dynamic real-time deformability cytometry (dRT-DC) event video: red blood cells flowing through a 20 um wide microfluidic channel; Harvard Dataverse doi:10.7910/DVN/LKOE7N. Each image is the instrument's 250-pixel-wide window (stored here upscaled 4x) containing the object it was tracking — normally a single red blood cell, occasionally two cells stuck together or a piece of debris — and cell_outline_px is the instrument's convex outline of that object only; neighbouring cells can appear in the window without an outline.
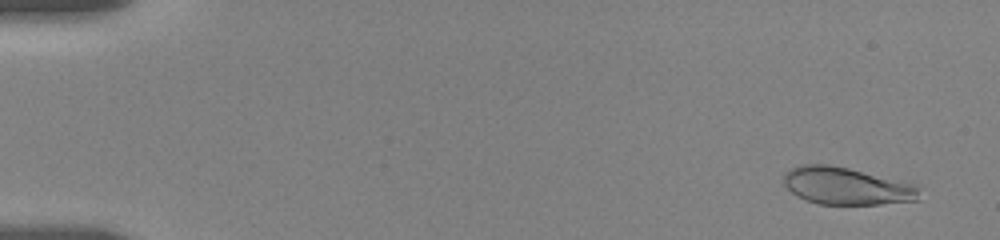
{"species": "human", "species_latin": "Homo sapiens", "temperature_condition": "room temperature", "stored_images_in_passage": 56, "camera_frame_rate_fps": 3000, "um_per_image_px": 0.085, "donor": {"sex": "female"}, "frame": {"image": 1, "passage_image": 3, "time_ms": 0.667, "image_size_px": [1000, 240], "cell_outline_px": [[920, 200], [880, 204], [820, 204], [808, 200], [792, 192], [784, 184], [784, 172], [800, 164], [828, 164], [848, 168], [920, 184]], "centroid_in_image_um": [72.04, 15.8], "position_along_channel_um": 13.0, "area_um2": 29.71}}
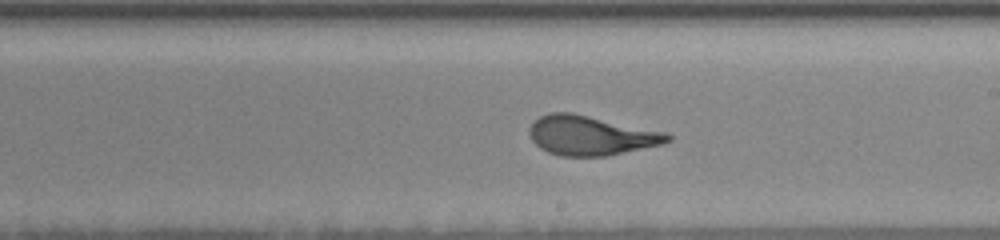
{"frame": {"image": 2, "passage_image": 33, "time_ms": 10.667, "image_size_px": [1000, 240], "cell_outline_px": [[672, 140], [664, 144], [608, 156], [560, 156], [548, 152], [540, 148], [532, 140], [528, 132], [528, 128], [540, 116], [548, 112], [572, 112], [668, 132], [672, 136]], "centroid_in_image_um": [50.26, 11.51], "position_along_channel_um": 238.7, "area_um2": 32.19}}
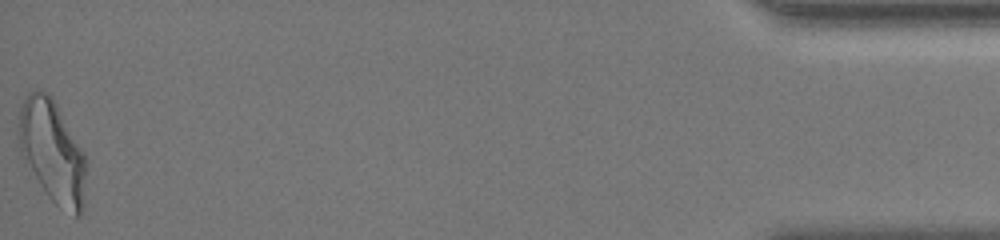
{"frame": {"image": 3, "passage_image": 56, "time_ms": 18.333, "image_size_px": [1000, 240], "cell_outline_px": [[88, 164], [84, 208], [80, 216], [76, 216], [56, 204], [48, 196], [24, 160], [20, 152], [16, 136], [20, 108], [28, 92], [36, 88], [48, 92], [52, 96], [84, 152]], "centroid_in_image_um": [4.46, 12.86], "position_along_channel_um": 430.7, "area_um2": 40.92}, "authors_computed_cell_mechanics": {"area_um2": 31.2409, "velocity_mm_per_s": 3.6158, "shape_relaxation_time_tau1_ms": 3.9971, "shape_relaxation_time_tau2_ms": null, "deformation_change_tau1": 0.1709, "deformation_change_tau2": null}}